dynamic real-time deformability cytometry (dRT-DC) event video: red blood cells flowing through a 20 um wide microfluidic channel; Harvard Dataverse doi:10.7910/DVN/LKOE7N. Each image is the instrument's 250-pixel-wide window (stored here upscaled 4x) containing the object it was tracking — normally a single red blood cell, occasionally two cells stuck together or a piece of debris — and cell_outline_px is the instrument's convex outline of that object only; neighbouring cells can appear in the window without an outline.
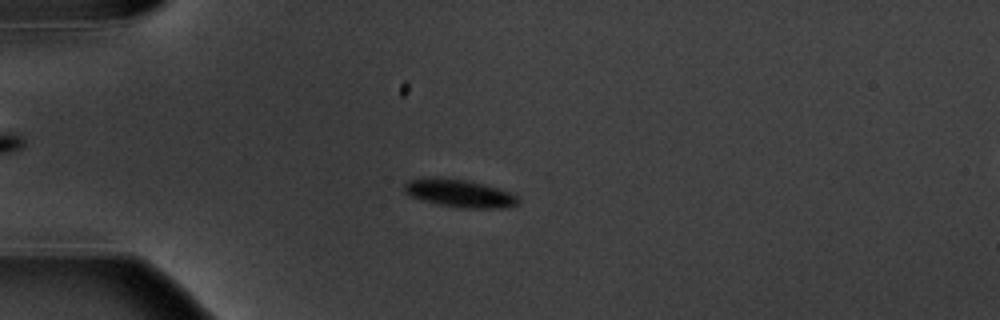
{"species": "common noctule bat (a hibernating species)", "species_latin": "Nyctalus noctula", "temperature_condition": "warm", "stored_images_in_passage": 8, "camera_frame_rate_fps": 3000, "um_per_image_px": 0.085, "animal": {"sex": "male", "body_mass_g": 20.1, "forearm_length_mm": 53.5}, "frame": {"image": 1, "passage_image": 4, "time_ms": 3.667, "image_size_px": [1000, 320], "cell_outline_px": [[520, 204], [504, 208], [460, 208], [420, 200], [404, 192], [404, 184], [408, 180], [464, 180], [484, 184], [508, 192], [516, 196], [520, 200]], "centroid_in_image_um": [39.13, 16.49], "position_along_channel_um": 45.9, "area_um2": 17.63}}
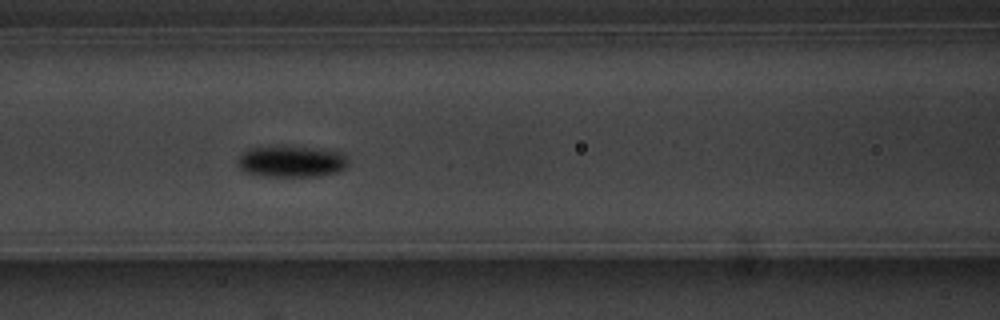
{"frame": {"image": 2, "passage_image": 7, "time_ms": 7.0, "image_size_px": [1000, 320], "cell_outline_px": [[348, 168], [340, 172], [320, 176], [264, 176], [244, 172], [236, 164], [236, 160], [248, 148], [276, 144], [284, 144], [340, 152], [348, 160]], "centroid_in_image_um": [24.74, 13.7], "position_along_channel_um": 141.9, "area_um2": 20.92}}